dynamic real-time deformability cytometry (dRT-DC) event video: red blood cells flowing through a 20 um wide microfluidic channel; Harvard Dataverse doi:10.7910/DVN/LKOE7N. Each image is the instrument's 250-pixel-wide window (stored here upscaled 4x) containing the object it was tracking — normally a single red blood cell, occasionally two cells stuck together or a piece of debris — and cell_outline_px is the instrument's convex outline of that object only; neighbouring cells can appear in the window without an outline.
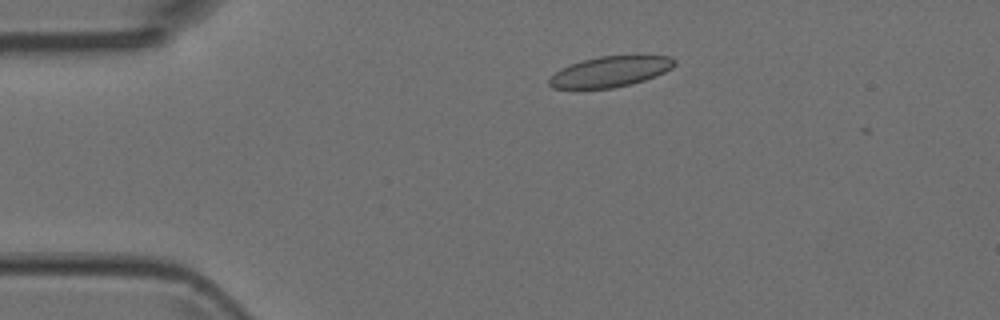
{"species": "Egyptian fruit bat (a non-hibernating species)", "species_latin": "Rousettus aegyptiacus", "temperature_condition": "room temperature", "stored_images_in_passage": 4, "camera_frame_rate_fps": 3000, "um_per_image_px": 0.085, "animal": {"sex": "female"}, "frame": {"image": 1, "passage_image": 3, "time_ms": 0.667, "image_size_px": [1000, 320], "cell_outline_px": [[676, 64], [672, 68], [664, 72], [644, 80], [612, 88], [552, 88], [548, 84], [548, 80], [560, 68], [584, 60], [600, 56], [668, 56], [676, 60]], "centroid_in_image_um": [51.86, 6.09], "position_along_channel_um": 33.1, "area_um2": 21.91}}